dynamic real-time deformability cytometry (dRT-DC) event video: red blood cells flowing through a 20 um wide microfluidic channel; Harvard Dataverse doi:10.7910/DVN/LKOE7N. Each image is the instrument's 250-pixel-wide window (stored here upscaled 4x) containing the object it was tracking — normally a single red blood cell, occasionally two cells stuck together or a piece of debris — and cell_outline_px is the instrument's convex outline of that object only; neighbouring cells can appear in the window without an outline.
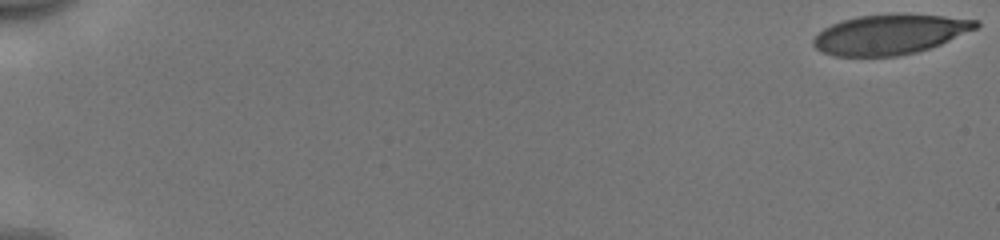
{"species": "human", "species_latin": "Homo sapiens", "temperature_condition": "cold", "stored_images_in_passage": 53, "camera_frame_rate_fps": 3000, "um_per_image_px": 0.085, "donor": {"sex": "male"}, "frame": {"image": 1, "passage_image": 1, "time_ms": 0.0, "image_size_px": [1000, 240], "cell_outline_px": [[980, 24], [976, 28], [940, 44], [916, 52], [896, 56], [836, 56], [824, 52], [816, 48], [812, 44], [812, 40], [824, 28], [840, 20], [860, 16], [892, 12], [944, 16], [980, 20]], "centroid_in_image_um": [75.64, 2.89], "position_along_channel_um": 9.4, "area_um2": 37.92}}
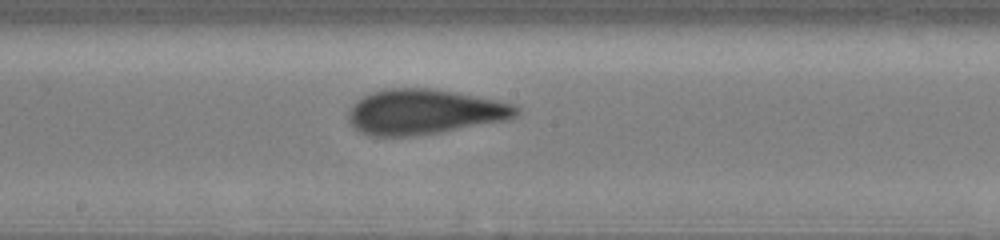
{"frame": {"image": 2, "passage_image": 31, "time_ms": 10.0, "image_size_px": [1000, 240], "cell_outline_px": [[520, 112], [512, 120], [440, 132], [412, 136], [372, 136], [360, 132], [348, 120], [348, 112], [352, 104], [356, 100], [372, 92], [388, 88], [428, 88], [452, 92], [496, 100], [512, 104], [520, 108]], "centroid_in_image_um": [36.08, 9.52], "position_along_channel_um": 212.1, "area_um2": 44.16}}
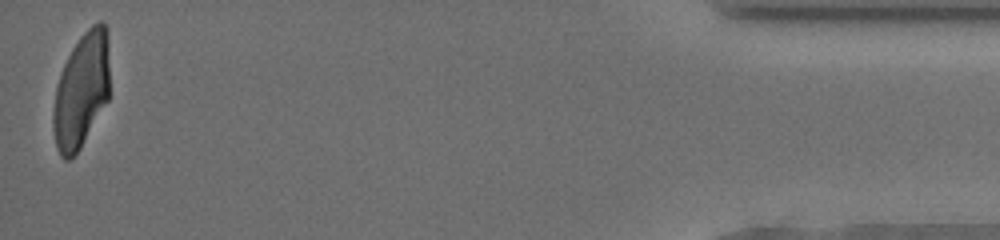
{"frame": {"image": 3, "passage_image": 53, "time_ms": 17.333, "image_size_px": [1000, 240], "cell_outline_px": [[108, 100], [80, 148], [68, 160], [64, 160], [60, 156], [56, 148], [52, 128], [52, 112], [56, 88], [60, 72], [72, 48], [80, 36], [92, 24], [100, 20], [108, 28]], "centroid_in_image_um": [6.9, 7.68], "position_along_channel_um": 428.3, "area_um2": 37.92}, "authors_computed_cell_mechanics": {"area_um2": 41.2692, "velocity_mm_per_s": 3.9748, "shape_relaxation_time_tau1_ms": 5.7615, "shape_relaxation_time_tau2_ms": 0.9706, "deformation_change_tau1": 0.1936, "deformation_change_tau2": 0.0665}}